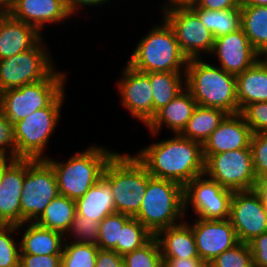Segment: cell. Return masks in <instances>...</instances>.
Masks as SVG:
<instances>
[{
  "label": "cell",
  "mask_w": 267,
  "mask_h": 267,
  "mask_svg": "<svg viewBox=\"0 0 267 267\" xmlns=\"http://www.w3.org/2000/svg\"><path fill=\"white\" fill-rule=\"evenodd\" d=\"M172 135L145 145L134 155L152 177L172 180L185 187L205 173L203 147L180 134Z\"/></svg>",
  "instance_id": "cell-1"
},
{
  "label": "cell",
  "mask_w": 267,
  "mask_h": 267,
  "mask_svg": "<svg viewBox=\"0 0 267 267\" xmlns=\"http://www.w3.org/2000/svg\"><path fill=\"white\" fill-rule=\"evenodd\" d=\"M185 88L197 105L218 108L227 114L239 113L236 76L207 62L204 58L188 59Z\"/></svg>",
  "instance_id": "cell-2"
},
{
  "label": "cell",
  "mask_w": 267,
  "mask_h": 267,
  "mask_svg": "<svg viewBox=\"0 0 267 267\" xmlns=\"http://www.w3.org/2000/svg\"><path fill=\"white\" fill-rule=\"evenodd\" d=\"M117 151L98 143L75 151L67 160L47 157L57 180L59 195L76 200L81 198L101 178L107 162Z\"/></svg>",
  "instance_id": "cell-3"
},
{
  "label": "cell",
  "mask_w": 267,
  "mask_h": 267,
  "mask_svg": "<svg viewBox=\"0 0 267 267\" xmlns=\"http://www.w3.org/2000/svg\"><path fill=\"white\" fill-rule=\"evenodd\" d=\"M127 65L142 72H185L188 58L182 53L173 28L162 17L135 45Z\"/></svg>",
  "instance_id": "cell-4"
},
{
  "label": "cell",
  "mask_w": 267,
  "mask_h": 267,
  "mask_svg": "<svg viewBox=\"0 0 267 267\" xmlns=\"http://www.w3.org/2000/svg\"><path fill=\"white\" fill-rule=\"evenodd\" d=\"M152 176L134 154L117 151L107 162L102 178L110 185L115 211L134 218Z\"/></svg>",
  "instance_id": "cell-5"
},
{
  "label": "cell",
  "mask_w": 267,
  "mask_h": 267,
  "mask_svg": "<svg viewBox=\"0 0 267 267\" xmlns=\"http://www.w3.org/2000/svg\"><path fill=\"white\" fill-rule=\"evenodd\" d=\"M154 236L185 220L184 187L172 180L151 177L140 210L134 217Z\"/></svg>",
  "instance_id": "cell-6"
},
{
  "label": "cell",
  "mask_w": 267,
  "mask_h": 267,
  "mask_svg": "<svg viewBox=\"0 0 267 267\" xmlns=\"http://www.w3.org/2000/svg\"><path fill=\"white\" fill-rule=\"evenodd\" d=\"M65 90L48 106L14 124L16 159H46L48 143L61 120Z\"/></svg>",
  "instance_id": "cell-7"
},
{
  "label": "cell",
  "mask_w": 267,
  "mask_h": 267,
  "mask_svg": "<svg viewBox=\"0 0 267 267\" xmlns=\"http://www.w3.org/2000/svg\"><path fill=\"white\" fill-rule=\"evenodd\" d=\"M68 73L56 68L42 81L0 92V111L15 124L48 107L65 90Z\"/></svg>",
  "instance_id": "cell-8"
},
{
  "label": "cell",
  "mask_w": 267,
  "mask_h": 267,
  "mask_svg": "<svg viewBox=\"0 0 267 267\" xmlns=\"http://www.w3.org/2000/svg\"><path fill=\"white\" fill-rule=\"evenodd\" d=\"M44 39L27 51L0 60V92L42 81L56 69Z\"/></svg>",
  "instance_id": "cell-9"
},
{
  "label": "cell",
  "mask_w": 267,
  "mask_h": 267,
  "mask_svg": "<svg viewBox=\"0 0 267 267\" xmlns=\"http://www.w3.org/2000/svg\"><path fill=\"white\" fill-rule=\"evenodd\" d=\"M160 15L173 28L182 53L188 58H204L214 47L213 34L186 4L158 6Z\"/></svg>",
  "instance_id": "cell-10"
},
{
  "label": "cell",
  "mask_w": 267,
  "mask_h": 267,
  "mask_svg": "<svg viewBox=\"0 0 267 267\" xmlns=\"http://www.w3.org/2000/svg\"><path fill=\"white\" fill-rule=\"evenodd\" d=\"M59 195L55 172L45 159H27L20 205L21 224L35 222L52 199Z\"/></svg>",
  "instance_id": "cell-11"
},
{
  "label": "cell",
  "mask_w": 267,
  "mask_h": 267,
  "mask_svg": "<svg viewBox=\"0 0 267 267\" xmlns=\"http://www.w3.org/2000/svg\"><path fill=\"white\" fill-rule=\"evenodd\" d=\"M232 194L233 191L223 188L205 174L196 177L184 187L185 217L191 219L194 216L207 220L228 219ZM189 208L191 210H188ZM189 211H192V214Z\"/></svg>",
  "instance_id": "cell-12"
},
{
  "label": "cell",
  "mask_w": 267,
  "mask_h": 267,
  "mask_svg": "<svg viewBox=\"0 0 267 267\" xmlns=\"http://www.w3.org/2000/svg\"><path fill=\"white\" fill-rule=\"evenodd\" d=\"M204 174L233 192L253 190L257 177L254 173L251 148L211 155L205 161Z\"/></svg>",
  "instance_id": "cell-13"
},
{
  "label": "cell",
  "mask_w": 267,
  "mask_h": 267,
  "mask_svg": "<svg viewBox=\"0 0 267 267\" xmlns=\"http://www.w3.org/2000/svg\"><path fill=\"white\" fill-rule=\"evenodd\" d=\"M120 73L115 84L120 105L130 113V117L146 126L153 118V91L149 77L127 64Z\"/></svg>",
  "instance_id": "cell-14"
},
{
  "label": "cell",
  "mask_w": 267,
  "mask_h": 267,
  "mask_svg": "<svg viewBox=\"0 0 267 267\" xmlns=\"http://www.w3.org/2000/svg\"><path fill=\"white\" fill-rule=\"evenodd\" d=\"M229 220L242 243L248 244L255 237L267 232V213L253 190L233 192Z\"/></svg>",
  "instance_id": "cell-15"
},
{
  "label": "cell",
  "mask_w": 267,
  "mask_h": 267,
  "mask_svg": "<svg viewBox=\"0 0 267 267\" xmlns=\"http://www.w3.org/2000/svg\"><path fill=\"white\" fill-rule=\"evenodd\" d=\"M186 222L192 227L195 237L198 256L204 262H210L224 251L234 247L239 243L234 227L231 221L207 220L193 217Z\"/></svg>",
  "instance_id": "cell-16"
},
{
  "label": "cell",
  "mask_w": 267,
  "mask_h": 267,
  "mask_svg": "<svg viewBox=\"0 0 267 267\" xmlns=\"http://www.w3.org/2000/svg\"><path fill=\"white\" fill-rule=\"evenodd\" d=\"M210 56L215 58V62L218 61L215 65L235 76L247 70L261 58L242 28L215 38Z\"/></svg>",
  "instance_id": "cell-17"
},
{
  "label": "cell",
  "mask_w": 267,
  "mask_h": 267,
  "mask_svg": "<svg viewBox=\"0 0 267 267\" xmlns=\"http://www.w3.org/2000/svg\"><path fill=\"white\" fill-rule=\"evenodd\" d=\"M7 13L12 18L35 27L42 35L48 25H65L74 17L66 0H17Z\"/></svg>",
  "instance_id": "cell-18"
},
{
  "label": "cell",
  "mask_w": 267,
  "mask_h": 267,
  "mask_svg": "<svg viewBox=\"0 0 267 267\" xmlns=\"http://www.w3.org/2000/svg\"><path fill=\"white\" fill-rule=\"evenodd\" d=\"M252 134L240 113L228 114L202 145L204 160L213 154L250 148Z\"/></svg>",
  "instance_id": "cell-19"
},
{
  "label": "cell",
  "mask_w": 267,
  "mask_h": 267,
  "mask_svg": "<svg viewBox=\"0 0 267 267\" xmlns=\"http://www.w3.org/2000/svg\"><path fill=\"white\" fill-rule=\"evenodd\" d=\"M27 159H14L4 170L0 184V225H21L20 198Z\"/></svg>",
  "instance_id": "cell-20"
},
{
  "label": "cell",
  "mask_w": 267,
  "mask_h": 267,
  "mask_svg": "<svg viewBox=\"0 0 267 267\" xmlns=\"http://www.w3.org/2000/svg\"><path fill=\"white\" fill-rule=\"evenodd\" d=\"M197 103L190 92L185 88L171 102L156 112L150 122L144 126L150 136L156 138L161 135L162 128L166 127L172 134H180L192 116Z\"/></svg>",
  "instance_id": "cell-21"
},
{
  "label": "cell",
  "mask_w": 267,
  "mask_h": 267,
  "mask_svg": "<svg viewBox=\"0 0 267 267\" xmlns=\"http://www.w3.org/2000/svg\"><path fill=\"white\" fill-rule=\"evenodd\" d=\"M42 38L35 27L0 13V60L33 48Z\"/></svg>",
  "instance_id": "cell-22"
},
{
  "label": "cell",
  "mask_w": 267,
  "mask_h": 267,
  "mask_svg": "<svg viewBox=\"0 0 267 267\" xmlns=\"http://www.w3.org/2000/svg\"><path fill=\"white\" fill-rule=\"evenodd\" d=\"M18 232L21 234L20 254H62L65 242V235L62 233L41 227L35 222H24L18 225Z\"/></svg>",
  "instance_id": "cell-23"
},
{
  "label": "cell",
  "mask_w": 267,
  "mask_h": 267,
  "mask_svg": "<svg viewBox=\"0 0 267 267\" xmlns=\"http://www.w3.org/2000/svg\"><path fill=\"white\" fill-rule=\"evenodd\" d=\"M236 87L239 113L252 102H267V56L237 75Z\"/></svg>",
  "instance_id": "cell-24"
},
{
  "label": "cell",
  "mask_w": 267,
  "mask_h": 267,
  "mask_svg": "<svg viewBox=\"0 0 267 267\" xmlns=\"http://www.w3.org/2000/svg\"><path fill=\"white\" fill-rule=\"evenodd\" d=\"M155 237L160 245L162 258L199 257L192 227L186 220L160 230Z\"/></svg>",
  "instance_id": "cell-25"
},
{
  "label": "cell",
  "mask_w": 267,
  "mask_h": 267,
  "mask_svg": "<svg viewBox=\"0 0 267 267\" xmlns=\"http://www.w3.org/2000/svg\"><path fill=\"white\" fill-rule=\"evenodd\" d=\"M75 205L78 215L98 222L116 212L110 185L103 178L76 199Z\"/></svg>",
  "instance_id": "cell-26"
},
{
  "label": "cell",
  "mask_w": 267,
  "mask_h": 267,
  "mask_svg": "<svg viewBox=\"0 0 267 267\" xmlns=\"http://www.w3.org/2000/svg\"><path fill=\"white\" fill-rule=\"evenodd\" d=\"M241 28L261 57L267 56V6H240Z\"/></svg>",
  "instance_id": "cell-27"
},
{
  "label": "cell",
  "mask_w": 267,
  "mask_h": 267,
  "mask_svg": "<svg viewBox=\"0 0 267 267\" xmlns=\"http://www.w3.org/2000/svg\"><path fill=\"white\" fill-rule=\"evenodd\" d=\"M227 115L221 109L197 105L180 135L203 145Z\"/></svg>",
  "instance_id": "cell-28"
},
{
  "label": "cell",
  "mask_w": 267,
  "mask_h": 267,
  "mask_svg": "<svg viewBox=\"0 0 267 267\" xmlns=\"http://www.w3.org/2000/svg\"><path fill=\"white\" fill-rule=\"evenodd\" d=\"M153 91V117L185 89V72H148Z\"/></svg>",
  "instance_id": "cell-29"
},
{
  "label": "cell",
  "mask_w": 267,
  "mask_h": 267,
  "mask_svg": "<svg viewBox=\"0 0 267 267\" xmlns=\"http://www.w3.org/2000/svg\"><path fill=\"white\" fill-rule=\"evenodd\" d=\"M76 216L75 200L58 195L46 206L41 216L35 221L41 227L65 235Z\"/></svg>",
  "instance_id": "cell-30"
},
{
  "label": "cell",
  "mask_w": 267,
  "mask_h": 267,
  "mask_svg": "<svg viewBox=\"0 0 267 267\" xmlns=\"http://www.w3.org/2000/svg\"><path fill=\"white\" fill-rule=\"evenodd\" d=\"M186 5L198 16L201 23L214 38L235 32L241 28L240 9L206 10L196 7L192 2Z\"/></svg>",
  "instance_id": "cell-31"
},
{
  "label": "cell",
  "mask_w": 267,
  "mask_h": 267,
  "mask_svg": "<svg viewBox=\"0 0 267 267\" xmlns=\"http://www.w3.org/2000/svg\"><path fill=\"white\" fill-rule=\"evenodd\" d=\"M154 235L136 218H130L121 228L120 242L113 249L123 256L146 244Z\"/></svg>",
  "instance_id": "cell-32"
},
{
  "label": "cell",
  "mask_w": 267,
  "mask_h": 267,
  "mask_svg": "<svg viewBox=\"0 0 267 267\" xmlns=\"http://www.w3.org/2000/svg\"><path fill=\"white\" fill-rule=\"evenodd\" d=\"M99 247L65 241L61 256V267H95Z\"/></svg>",
  "instance_id": "cell-33"
},
{
  "label": "cell",
  "mask_w": 267,
  "mask_h": 267,
  "mask_svg": "<svg viewBox=\"0 0 267 267\" xmlns=\"http://www.w3.org/2000/svg\"><path fill=\"white\" fill-rule=\"evenodd\" d=\"M17 235L18 226L0 225V267H19L21 249Z\"/></svg>",
  "instance_id": "cell-34"
},
{
  "label": "cell",
  "mask_w": 267,
  "mask_h": 267,
  "mask_svg": "<svg viewBox=\"0 0 267 267\" xmlns=\"http://www.w3.org/2000/svg\"><path fill=\"white\" fill-rule=\"evenodd\" d=\"M122 257L124 267H159L163 262L160 245L155 236L142 247Z\"/></svg>",
  "instance_id": "cell-35"
},
{
  "label": "cell",
  "mask_w": 267,
  "mask_h": 267,
  "mask_svg": "<svg viewBox=\"0 0 267 267\" xmlns=\"http://www.w3.org/2000/svg\"><path fill=\"white\" fill-rule=\"evenodd\" d=\"M130 216L115 212L106 216L99 225L97 246L103 250H113L120 242L121 228Z\"/></svg>",
  "instance_id": "cell-36"
},
{
  "label": "cell",
  "mask_w": 267,
  "mask_h": 267,
  "mask_svg": "<svg viewBox=\"0 0 267 267\" xmlns=\"http://www.w3.org/2000/svg\"><path fill=\"white\" fill-rule=\"evenodd\" d=\"M99 225L100 222L95 221L94 219H88L76 213L70 229L65 234V241L97 245Z\"/></svg>",
  "instance_id": "cell-37"
},
{
  "label": "cell",
  "mask_w": 267,
  "mask_h": 267,
  "mask_svg": "<svg viewBox=\"0 0 267 267\" xmlns=\"http://www.w3.org/2000/svg\"><path fill=\"white\" fill-rule=\"evenodd\" d=\"M215 267H253L249 244L239 242L210 261Z\"/></svg>",
  "instance_id": "cell-38"
},
{
  "label": "cell",
  "mask_w": 267,
  "mask_h": 267,
  "mask_svg": "<svg viewBox=\"0 0 267 267\" xmlns=\"http://www.w3.org/2000/svg\"><path fill=\"white\" fill-rule=\"evenodd\" d=\"M240 114L252 133H267V102H252L246 105Z\"/></svg>",
  "instance_id": "cell-39"
},
{
  "label": "cell",
  "mask_w": 267,
  "mask_h": 267,
  "mask_svg": "<svg viewBox=\"0 0 267 267\" xmlns=\"http://www.w3.org/2000/svg\"><path fill=\"white\" fill-rule=\"evenodd\" d=\"M250 148L256 177L267 175V133H253Z\"/></svg>",
  "instance_id": "cell-40"
},
{
  "label": "cell",
  "mask_w": 267,
  "mask_h": 267,
  "mask_svg": "<svg viewBox=\"0 0 267 267\" xmlns=\"http://www.w3.org/2000/svg\"><path fill=\"white\" fill-rule=\"evenodd\" d=\"M14 124L0 111V157L16 159Z\"/></svg>",
  "instance_id": "cell-41"
},
{
  "label": "cell",
  "mask_w": 267,
  "mask_h": 267,
  "mask_svg": "<svg viewBox=\"0 0 267 267\" xmlns=\"http://www.w3.org/2000/svg\"><path fill=\"white\" fill-rule=\"evenodd\" d=\"M62 254H20L19 267H61Z\"/></svg>",
  "instance_id": "cell-42"
},
{
  "label": "cell",
  "mask_w": 267,
  "mask_h": 267,
  "mask_svg": "<svg viewBox=\"0 0 267 267\" xmlns=\"http://www.w3.org/2000/svg\"><path fill=\"white\" fill-rule=\"evenodd\" d=\"M253 267H267V232L255 237L249 243Z\"/></svg>",
  "instance_id": "cell-43"
},
{
  "label": "cell",
  "mask_w": 267,
  "mask_h": 267,
  "mask_svg": "<svg viewBox=\"0 0 267 267\" xmlns=\"http://www.w3.org/2000/svg\"><path fill=\"white\" fill-rule=\"evenodd\" d=\"M196 7L206 10L240 9L242 0H192Z\"/></svg>",
  "instance_id": "cell-44"
},
{
  "label": "cell",
  "mask_w": 267,
  "mask_h": 267,
  "mask_svg": "<svg viewBox=\"0 0 267 267\" xmlns=\"http://www.w3.org/2000/svg\"><path fill=\"white\" fill-rule=\"evenodd\" d=\"M95 267H124L123 257L114 250L99 249Z\"/></svg>",
  "instance_id": "cell-45"
},
{
  "label": "cell",
  "mask_w": 267,
  "mask_h": 267,
  "mask_svg": "<svg viewBox=\"0 0 267 267\" xmlns=\"http://www.w3.org/2000/svg\"><path fill=\"white\" fill-rule=\"evenodd\" d=\"M113 0H66L69 11L79 18V15H82L84 8H102L101 6H106V3H111ZM81 11V12H79ZM81 13V14H80ZM79 14V15H78Z\"/></svg>",
  "instance_id": "cell-46"
},
{
  "label": "cell",
  "mask_w": 267,
  "mask_h": 267,
  "mask_svg": "<svg viewBox=\"0 0 267 267\" xmlns=\"http://www.w3.org/2000/svg\"><path fill=\"white\" fill-rule=\"evenodd\" d=\"M168 267H202L205 263L200 257L193 258H163Z\"/></svg>",
  "instance_id": "cell-47"
},
{
  "label": "cell",
  "mask_w": 267,
  "mask_h": 267,
  "mask_svg": "<svg viewBox=\"0 0 267 267\" xmlns=\"http://www.w3.org/2000/svg\"><path fill=\"white\" fill-rule=\"evenodd\" d=\"M253 191L260 198V201L265 207V211L267 213V175L257 178L253 187Z\"/></svg>",
  "instance_id": "cell-48"
},
{
  "label": "cell",
  "mask_w": 267,
  "mask_h": 267,
  "mask_svg": "<svg viewBox=\"0 0 267 267\" xmlns=\"http://www.w3.org/2000/svg\"><path fill=\"white\" fill-rule=\"evenodd\" d=\"M17 0H0V13H7Z\"/></svg>",
  "instance_id": "cell-49"
},
{
  "label": "cell",
  "mask_w": 267,
  "mask_h": 267,
  "mask_svg": "<svg viewBox=\"0 0 267 267\" xmlns=\"http://www.w3.org/2000/svg\"><path fill=\"white\" fill-rule=\"evenodd\" d=\"M13 158L9 157H0V184L4 174L5 168L13 161Z\"/></svg>",
  "instance_id": "cell-50"
},
{
  "label": "cell",
  "mask_w": 267,
  "mask_h": 267,
  "mask_svg": "<svg viewBox=\"0 0 267 267\" xmlns=\"http://www.w3.org/2000/svg\"><path fill=\"white\" fill-rule=\"evenodd\" d=\"M241 6H267V0H242Z\"/></svg>",
  "instance_id": "cell-51"
},
{
  "label": "cell",
  "mask_w": 267,
  "mask_h": 267,
  "mask_svg": "<svg viewBox=\"0 0 267 267\" xmlns=\"http://www.w3.org/2000/svg\"><path fill=\"white\" fill-rule=\"evenodd\" d=\"M191 1L192 0H165V2L162 3V6L173 5V4H186Z\"/></svg>",
  "instance_id": "cell-52"
},
{
  "label": "cell",
  "mask_w": 267,
  "mask_h": 267,
  "mask_svg": "<svg viewBox=\"0 0 267 267\" xmlns=\"http://www.w3.org/2000/svg\"><path fill=\"white\" fill-rule=\"evenodd\" d=\"M202 267H215L211 262H205Z\"/></svg>",
  "instance_id": "cell-53"
},
{
  "label": "cell",
  "mask_w": 267,
  "mask_h": 267,
  "mask_svg": "<svg viewBox=\"0 0 267 267\" xmlns=\"http://www.w3.org/2000/svg\"><path fill=\"white\" fill-rule=\"evenodd\" d=\"M159 267H168L165 262H162Z\"/></svg>",
  "instance_id": "cell-54"
}]
</instances>
